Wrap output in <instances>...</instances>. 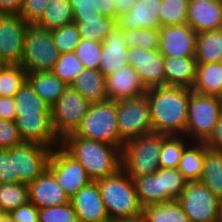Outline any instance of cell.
Masks as SVG:
<instances>
[{"instance_id":"6da1fadb","label":"cell","mask_w":222,"mask_h":222,"mask_svg":"<svg viewBox=\"0 0 222 222\" xmlns=\"http://www.w3.org/2000/svg\"><path fill=\"white\" fill-rule=\"evenodd\" d=\"M192 90L180 86H157L147 89L153 132L184 135Z\"/></svg>"},{"instance_id":"7a4b0ae2","label":"cell","mask_w":222,"mask_h":222,"mask_svg":"<svg viewBox=\"0 0 222 222\" xmlns=\"http://www.w3.org/2000/svg\"><path fill=\"white\" fill-rule=\"evenodd\" d=\"M61 145L75 157L91 181L113 175L121 168V149L107 143L70 134Z\"/></svg>"},{"instance_id":"3957f363","label":"cell","mask_w":222,"mask_h":222,"mask_svg":"<svg viewBox=\"0 0 222 222\" xmlns=\"http://www.w3.org/2000/svg\"><path fill=\"white\" fill-rule=\"evenodd\" d=\"M97 183L110 221L143 212L134 181L122 168Z\"/></svg>"},{"instance_id":"277c9868","label":"cell","mask_w":222,"mask_h":222,"mask_svg":"<svg viewBox=\"0 0 222 222\" xmlns=\"http://www.w3.org/2000/svg\"><path fill=\"white\" fill-rule=\"evenodd\" d=\"M163 134L151 132L132 139L121 150V168L130 177L155 173L160 168Z\"/></svg>"},{"instance_id":"5b68a950","label":"cell","mask_w":222,"mask_h":222,"mask_svg":"<svg viewBox=\"0 0 222 222\" xmlns=\"http://www.w3.org/2000/svg\"><path fill=\"white\" fill-rule=\"evenodd\" d=\"M74 135L107 143L122 150L125 143L120 139L118 132L117 101L107 99L90 104Z\"/></svg>"},{"instance_id":"8992f818","label":"cell","mask_w":222,"mask_h":222,"mask_svg":"<svg viewBox=\"0 0 222 222\" xmlns=\"http://www.w3.org/2000/svg\"><path fill=\"white\" fill-rule=\"evenodd\" d=\"M222 109L218 96L201 95L191 92L185 136L190 142H205L215 127Z\"/></svg>"},{"instance_id":"52a82bcc","label":"cell","mask_w":222,"mask_h":222,"mask_svg":"<svg viewBox=\"0 0 222 222\" xmlns=\"http://www.w3.org/2000/svg\"><path fill=\"white\" fill-rule=\"evenodd\" d=\"M59 55L51 30L30 25L25 36L21 62L23 69L27 73L51 71Z\"/></svg>"},{"instance_id":"ba28073f","label":"cell","mask_w":222,"mask_h":222,"mask_svg":"<svg viewBox=\"0 0 222 222\" xmlns=\"http://www.w3.org/2000/svg\"><path fill=\"white\" fill-rule=\"evenodd\" d=\"M117 124L120 139L124 143L153 132L147 95L118 100Z\"/></svg>"},{"instance_id":"9c48e42d","label":"cell","mask_w":222,"mask_h":222,"mask_svg":"<svg viewBox=\"0 0 222 222\" xmlns=\"http://www.w3.org/2000/svg\"><path fill=\"white\" fill-rule=\"evenodd\" d=\"M177 201L190 222L221 221V200L200 181H188Z\"/></svg>"},{"instance_id":"30bf717a","label":"cell","mask_w":222,"mask_h":222,"mask_svg":"<svg viewBox=\"0 0 222 222\" xmlns=\"http://www.w3.org/2000/svg\"><path fill=\"white\" fill-rule=\"evenodd\" d=\"M90 103L68 86L51 107L52 124L60 140L74 134L87 114Z\"/></svg>"},{"instance_id":"8fae6325","label":"cell","mask_w":222,"mask_h":222,"mask_svg":"<svg viewBox=\"0 0 222 222\" xmlns=\"http://www.w3.org/2000/svg\"><path fill=\"white\" fill-rule=\"evenodd\" d=\"M46 169L69 199L91 181L80 162L61 144L52 149Z\"/></svg>"},{"instance_id":"7c38bea8","label":"cell","mask_w":222,"mask_h":222,"mask_svg":"<svg viewBox=\"0 0 222 222\" xmlns=\"http://www.w3.org/2000/svg\"><path fill=\"white\" fill-rule=\"evenodd\" d=\"M31 24L20 15L0 14V61L21 65L25 36Z\"/></svg>"},{"instance_id":"4fadbf2b","label":"cell","mask_w":222,"mask_h":222,"mask_svg":"<svg viewBox=\"0 0 222 222\" xmlns=\"http://www.w3.org/2000/svg\"><path fill=\"white\" fill-rule=\"evenodd\" d=\"M51 151V148L34 142H22L10 148L20 183L29 185L44 172Z\"/></svg>"},{"instance_id":"5bb4252c","label":"cell","mask_w":222,"mask_h":222,"mask_svg":"<svg viewBox=\"0 0 222 222\" xmlns=\"http://www.w3.org/2000/svg\"><path fill=\"white\" fill-rule=\"evenodd\" d=\"M129 63L146 89L165 85L164 56L157 50L128 48Z\"/></svg>"},{"instance_id":"9a60e30c","label":"cell","mask_w":222,"mask_h":222,"mask_svg":"<svg viewBox=\"0 0 222 222\" xmlns=\"http://www.w3.org/2000/svg\"><path fill=\"white\" fill-rule=\"evenodd\" d=\"M159 35L164 57H195L197 33L187 23L160 27Z\"/></svg>"},{"instance_id":"2e32d148","label":"cell","mask_w":222,"mask_h":222,"mask_svg":"<svg viewBox=\"0 0 222 222\" xmlns=\"http://www.w3.org/2000/svg\"><path fill=\"white\" fill-rule=\"evenodd\" d=\"M78 222H111L97 181H90L70 198Z\"/></svg>"},{"instance_id":"e0dca14e","label":"cell","mask_w":222,"mask_h":222,"mask_svg":"<svg viewBox=\"0 0 222 222\" xmlns=\"http://www.w3.org/2000/svg\"><path fill=\"white\" fill-rule=\"evenodd\" d=\"M15 124L23 142L39 143L51 149L61 144L51 115L16 117Z\"/></svg>"},{"instance_id":"ac0fdd59","label":"cell","mask_w":222,"mask_h":222,"mask_svg":"<svg viewBox=\"0 0 222 222\" xmlns=\"http://www.w3.org/2000/svg\"><path fill=\"white\" fill-rule=\"evenodd\" d=\"M129 65L128 47L123 37V31L115 25L102 41L98 71L107 77Z\"/></svg>"},{"instance_id":"d6986e66","label":"cell","mask_w":222,"mask_h":222,"mask_svg":"<svg viewBox=\"0 0 222 222\" xmlns=\"http://www.w3.org/2000/svg\"><path fill=\"white\" fill-rule=\"evenodd\" d=\"M161 0H136L132 9L117 16L115 23L122 31L140 28L159 29Z\"/></svg>"},{"instance_id":"ffe728a7","label":"cell","mask_w":222,"mask_h":222,"mask_svg":"<svg viewBox=\"0 0 222 222\" xmlns=\"http://www.w3.org/2000/svg\"><path fill=\"white\" fill-rule=\"evenodd\" d=\"M187 24L197 34L222 28V0H189Z\"/></svg>"},{"instance_id":"44dd1931","label":"cell","mask_w":222,"mask_h":222,"mask_svg":"<svg viewBox=\"0 0 222 222\" xmlns=\"http://www.w3.org/2000/svg\"><path fill=\"white\" fill-rule=\"evenodd\" d=\"M28 188L29 202L37 208L60 206L70 202L64 190L47 169L29 184Z\"/></svg>"},{"instance_id":"7402d4cb","label":"cell","mask_w":222,"mask_h":222,"mask_svg":"<svg viewBox=\"0 0 222 222\" xmlns=\"http://www.w3.org/2000/svg\"><path fill=\"white\" fill-rule=\"evenodd\" d=\"M109 100L118 101L142 96L147 89L141 83L136 70L127 66L105 77Z\"/></svg>"},{"instance_id":"603a6c76","label":"cell","mask_w":222,"mask_h":222,"mask_svg":"<svg viewBox=\"0 0 222 222\" xmlns=\"http://www.w3.org/2000/svg\"><path fill=\"white\" fill-rule=\"evenodd\" d=\"M165 85L192 88L197 61L195 57H164Z\"/></svg>"},{"instance_id":"cb8c5ba5","label":"cell","mask_w":222,"mask_h":222,"mask_svg":"<svg viewBox=\"0 0 222 222\" xmlns=\"http://www.w3.org/2000/svg\"><path fill=\"white\" fill-rule=\"evenodd\" d=\"M69 86L80 93L90 104L108 99L106 79L98 70L83 69Z\"/></svg>"},{"instance_id":"d4e9b609","label":"cell","mask_w":222,"mask_h":222,"mask_svg":"<svg viewBox=\"0 0 222 222\" xmlns=\"http://www.w3.org/2000/svg\"><path fill=\"white\" fill-rule=\"evenodd\" d=\"M27 81L50 107L62 96L68 85L51 71L27 73Z\"/></svg>"},{"instance_id":"484cf974","label":"cell","mask_w":222,"mask_h":222,"mask_svg":"<svg viewBox=\"0 0 222 222\" xmlns=\"http://www.w3.org/2000/svg\"><path fill=\"white\" fill-rule=\"evenodd\" d=\"M222 62L197 64L194 84L191 90L201 95L221 98Z\"/></svg>"},{"instance_id":"4316f807","label":"cell","mask_w":222,"mask_h":222,"mask_svg":"<svg viewBox=\"0 0 222 222\" xmlns=\"http://www.w3.org/2000/svg\"><path fill=\"white\" fill-rule=\"evenodd\" d=\"M16 117L51 115V107L26 80L14 96Z\"/></svg>"},{"instance_id":"83f0119b","label":"cell","mask_w":222,"mask_h":222,"mask_svg":"<svg viewBox=\"0 0 222 222\" xmlns=\"http://www.w3.org/2000/svg\"><path fill=\"white\" fill-rule=\"evenodd\" d=\"M195 59L197 64L222 62V28L197 34Z\"/></svg>"},{"instance_id":"f1b7e54d","label":"cell","mask_w":222,"mask_h":222,"mask_svg":"<svg viewBox=\"0 0 222 222\" xmlns=\"http://www.w3.org/2000/svg\"><path fill=\"white\" fill-rule=\"evenodd\" d=\"M199 181L222 201V150L204 144L203 173Z\"/></svg>"},{"instance_id":"f546056e","label":"cell","mask_w":222,"mask_h":222,"mask_svg":"<svg viewBox=\"0 0 222 222\" xmlns=\"http://www.w3.org/2000/svg\"><path fill=\"white\" fill-rule=\"evenodd\" d=\"M73 22V10L69 0H50L42 17L34 25L50 31Z\"/></svg>"},{"instance_id":"4dcf8cb0","label":"cell","mask_w":222,"mask_h":222,"mask_svg":"<svg viewBox=\"0 0 222 222\" xmlns=\"http://www.w3.org/2000/svg\"><path fill=\"white\" fill-rule=\"evenodd\" d=\"M131 178L134 181L137 196L143 207L163 203L162 168L146 176Z\"/></svg>"},{"instance_id":"1f68e13d","label":"cell","mask_w":222,"mask_h":222,"mask_svg":"<svg viewBox=\"0 0 222 222\" xmlns=\"http://www.w3.org/2000/svg\"><path fill=\"white\" fill-rule=\"evenodd\" d=\"M203 162L204 142H190L182 152L177 169L187 181H199L203 173Z\"/></svg>"},{"instance_id":"d6a6232c","label":"cell","mask_w":222,"mask_h":222,"mask_svg":"<svg viewBox=\"0 0 222 222\" xmlns=\"http://www.w3.org/2000/svg\"><path fill=\"white\" fill-rule=\"evenodd\" d=\"M81 38L102 42L116 25L115 19L97 15L90 18H73Z\"/></svg>"},{"instance_id":"836d02e7","label":"cell","mask_w":222,"mask_h":222,"mask_svg":"<svg viewBox=\"0 0 222 222\" xmlns=\"http://www.w3.org/2000/svg\"><path fill=\"white\" fill-rule=\"evenodd\" d=\"M143 214L149 222H190L177 200L144 206Z\"/></svg>"},{"instance_id":"e575fe53","label":"cell","mask_w":222,"mask_h":222,"mask_svg":"<svg viewBox=\"0 0 222 222\" xmlns=\"http://www.w3.org/2000/svg\"><path fill=\"white\" fill-rule=\"evenodd\" d=\"M29 202V188L23 183H0V207L5 214Z\"/></svg>"},{"instance_id":"d590c367","label":"cell","mask_w":222,"mask_h":222,"mask_svg":"<svg viewBox=\"0 0 222 222\" xmlns=\"http://www.w3.org/2000/svg\"><path fill=\"white\" fill-rule=\"evenodd\" d=\"M184 135L163 134L162 151L160 153V168H178L184 148L187 143Z\"/></svg>"},{"instance_id":"8d00e7d4","label":"cell","mask_w":222,"mask_h":222,"mask_svg":"<svg viewBox=\"0 0 222 222\" xmlns=\"http://www.w3.org/2000/svg\"><path fill=\"white\" fill-rule=\"evenodd\" d=\"M27 80V72L21 65L0 66V97H14Z\"/></svg>"},{"instance_id":"74e56055","label":"cell","mask_w":222,"mask_h":222,"mask_svg":"<svg viewBox=\"0 0 222 222\" xmlns=\"http://www.w3.org/2000/svg\"><path fill=\"white\" fill-rule=\"evenodd\" d=\"M189 0H161L159 21L161 27L187 23Z\"/></svg>"},{"instance_id":"f35d334b","label":"cell","mask_w":222,"mask_h":222,"mask_svg":"<svg viewBox=\"0 0 222 222\" xmlns=\"http://www.w3.org/2000/svg\"><path fill=\"white\" fill-rule=\"evenodd\" d=\"M123 37L128 48L141 47L147 50H157L160 46L159 29L125 30L123 31Z\"/></svg>"},{"instance_id":"ab89813d","label":"cell","mask_w":222,"mask_h":222,"mask_svg":"<svg viewBox=\"0 0 222 222\" xmlns=\"http://www.w3.org/2000/svg\"><path fill=\"white\" fill-rule=\"evenodd\" d=\"M83 69L85 68L82 62L73 51L60 54L51 72L69 86Z\"/></svg>"},{"instance_id":"60d3db41","label":"cell","mask_w":222,"mask_h":222,"mask_svg":"<svg viewBox=\"0 0 222 222\" xmlns=\"http://www.w3.org/2000/svg\"><path fill=\"white\" fill-rule=\"evenodd\" d=\"M51 36L59 54L75 51L82 39L74 22L51 30Z\"/></svg>"},{"instance_id":"b9f144b4","label":"cell","mask_w":222,"mask_h":222,"mask_svg":"<svg viewBox=\"0 0 222 222\" xmlns=\"http://www.w3.org/2000/svg\"><path fill=\"white\" fill-rule=\"evenodd\" d=\"M187 182L177 168H162L163 203L177 200Z\"/></svg>"},{"instance_id":"7bdbcfd3","label":"cell","mask_w":222,"mask_h":222,"mask_svg":"<svg viewBox=\"0 0 222 222\" xmlns=\"http://www.w3.org/2000/svg\"><path fill=\"white\" fill-rule=\"evenodd\" d=\"M102 51V42L81 39L74 54L82 62L85 69L98 70Z\"/></svg>"},{"instance_id":"ee69618b","label":"cell","mask_w":222,"mask_h":222,"mask_svg":"<svg viewBox=\"0 0 222 222\" xmlns=\"http://www.w3.org/2000/svg\"><path fill=\"white\" fill-rule=\"evenodd\" d=\"M39 222H78L76 211L70 202L46 208H38Z\"/></svg>"},{"instance_id":"f6af8a7d","label":"cell","mask_w":222,"mask_h":222,"mask_svg":"<svg viewBox=\"0 0 222 222\" xmlns=\"http://www.w3.org/2000/svg\"><path fill=\"white\" fill-rule=\"evenodd\" d=\"M22 142L15 121L0 119V149H9Z\"/></svg>"},{"instance_id":"bcb514c9","label":"cell","mask_w":222,"mask_h":222,"mask_svg":"<svg viewBox=\"0 0 222 222\" xmlns=\"http://www.w3.org/2000/svg\"><path fill=\"white\" fill-rule=\"evenodd\" d=\"M0 183H20L18 174H15L14 157H11L10 148L0 149Z\"/></svg>"},{"instance_id":"7dc6e473","label":"cell","mask_w":222,"mask_h":222,"mask_svg":"<svg viewBox=\"0 0 222 222\" xmlns=\"http://www.w3.org/2000/svg\"><path fill=\"white\" fill-rule=\"evenodd\" d=\"M50 0H24L20 16L29 24L34 25L43 15Z\"/></svg>"},{"instance_id":"c3c4849f","label":"cell","mask_w":222,"mask_h":222,"mask_svg":"<svg viewBox=\"0 0 222 222\" xmlns=\"http://www.w3.org/2000/svg\"><path fill=\"white\" fill-rule=\"evenodd\" d=\"M9 216L14 222H39L38 208L31 202L15 208Z\"/></svg>"},{"instance_id":"681fc988","label":"cell","mask_w":222,"mask_h":222,"mask_svg":"<svg viewBox=\"0 0 222 222\" xmlns=\"http://www.w3.org/2000/svg\"><path fill=\"white\" fill-rule=\"evenodd\" d=\"M72 10L73 18H90L101 15L96 11V0H69Z\"/></svg>"},{"instance_id":"f907efd6","label":"cell","mask_w":222,"mask_h":222,"mask_svg":"<svg viewBox=\"0 0 222 222\" xmlns=\"http://www.w3.org/2000/svg\"><path fill=\"white\" fill-rule=\"evenodd\" d=\"M204 144L211 149L222 150V109L219 113L217 123L213 128V132Z\"/></svg>"},{"instance_id":"816d5d0a","label":"cell","mask_w":222,"mask_h":222,"mask_svg":"<svg viewBox=\"0 0 222 222\" xmlns=\"http://www.w3.org/2000/svg\"><path fill=\"white\" fill-rule=\"evenodd\" d=\"M0 119L15 121V101L14 97H0Z\"/></svg>"},{"instance_id":"f5cc1de1","label":"cell","mask_w":222,"mask_h":222,"mask_svg":"<svg viewBox=\"0 0 222 222\" xmlns=\"http://www.w3.org/2000/svg\"><path fill=\"white\" fill-rule=\"evenodd\" d=\"M24 0H0V14L20 15Z\"/></svg>"},{"instance_id":"db71d44e","label":"cell","mask_w":222,"mask_h":222,"mask_svg":"<svg viewBox=\"0 0 222 222\" xmlns=\"http://www.w3.org/2000/svg\"><path fill=\"white\" fill-rule=\"evenodd\" d=\"M114 0H96V11L102 16L113 18L116 20V9Z\"/></svg>"},{"instance_id":"11a10c76","label":"cell","mask_w":222,"mask_h":222,"mask_svg":"<svg viewBox=\"0 0 222 222\" xmlns=\"http://www.w3.org/2000/svg\"><path fill=\"white\" fill-rule=\"evenodd\" d=\"M136 0H114V6L116 9L117 16L129 12Z\"/></svg>"},{"instance_id":"9f6ffc18","label":"cell","mask_w":222,"mask_h":222,"mask_svg":"<svg viewBox=\"0 0 222 222\" xmlns=\"http://www.w3.org/2000/svg\"><path fill=\"white\" fill-rule=\"evenodd\" d=\"M111 222H149V221L147 220L146 216L142 212L135 216L118 218Z\"/></svg>"},{"instance_id":"6f0895ef","label":"cell","mask_w":222,"mask_h":222,"mask_svg":"<svg viewBox=\"0 0 222 222\" xmlns=\"http://www.w3.org/2000/svg\"><path fill=\"white\" fill-rule=\"evenodd\" d=\"M0 222H14L9 214H4L3 217L0 219Z\"/></svg>"},{"instance_id":"680465c9","label":"cell","mask_w":222,"mask_h":222,"mask_svg":"<svg viewBox=\"0 0 222 222\" xmlns=\"http://www.w3.org/2000/svg\"><path fill=\"white\" fill-rule=\"evenodd\" d=\"M5 213L2 211L1 207H0V219L3 217Z\"/></svg>"},{"instance_id":"91938a15","label":"cell","mask_w":222,"mask_h":222,"mask_svg":"<svg viewBox=\"0 0 222 222\" xmlns=\"http://www.w3.org/2000/svg\"><path fill=\"white\" fill-rule=\"evenodd\" d=\"M222 222V201H221V221Z\"/></svg>"},{"instance_id":"94428289","label":"cell","mask_w":222,"mask_h":222,"mask_svg":"<svg viewBox=\"0 0 222 222\" xmlns=\"http://www.w3.org/2000/svg\"><path fill=\"white\" fill-rule=\"evenodd\" d=\"M221 99H222V82H221Z\"/></svg>"}]
</instances>
